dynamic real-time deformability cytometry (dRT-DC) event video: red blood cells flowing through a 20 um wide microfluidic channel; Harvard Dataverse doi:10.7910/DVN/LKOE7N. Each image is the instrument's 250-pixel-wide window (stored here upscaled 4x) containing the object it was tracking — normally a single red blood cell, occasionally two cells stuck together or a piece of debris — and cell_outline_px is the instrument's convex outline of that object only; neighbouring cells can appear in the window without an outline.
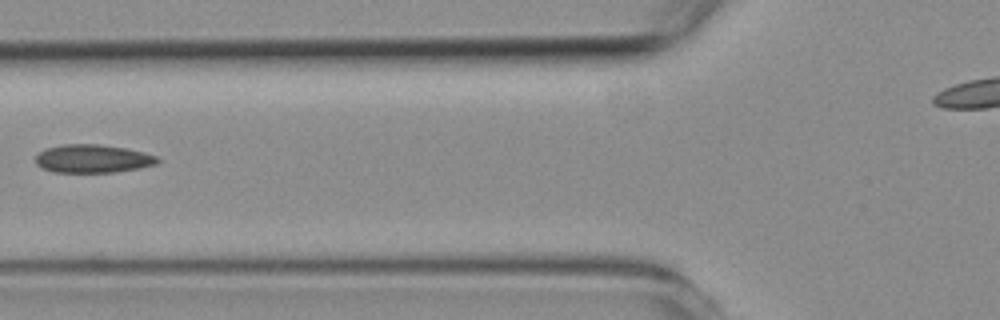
{"species": "common noctule bat (a hibernating species)", "species_latin": "Nyctalus noctula", "temperature_condition": "room temperature", "stored_images_in_passage": 4, "camera_frame_rate_fps": 3000, "um_per_image_px": 0.085, "animal": {"sex": "female", "body_mass_g": 19.3, "forearm_length_mm": 54.1}, "frame": {"image": 1, "passage_image": 3, "time_ms": 2.333, "image_size_px": [1000, 320], "cell_outline_px": [[160, 160], [156, 164], [140, 168], [116, 172], [52, 172], [40, 168], [36, 164], [36, 156], [40, 152], [48, 148], [64, 144], [96, 144], [124, 148], [144, 152], [156, 156]], "centroid_in_image_um": [7.88, 13.5], "position_along_channel_um": 117.9, "area_um2": 20.0}}
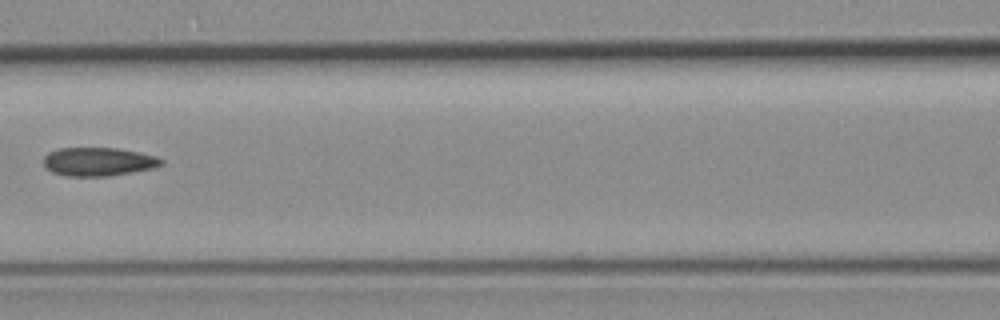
{"frame": {"image": 2, "passage_image": 4, "time_ms": 3.333, "image_size_px": [1000, 320], "cell_outline_px": [[164, 164], [152, 168], [132, 172], [108, 176], [64, 176], [52, 172], [44, 164], [44, 156], [48, 152], [60, 148], [116, 148], [140, 152], [156, 156], [164, 160]], "centroid_in_image_um": [8.37, 13.74], "position_along_channel_um": 158.2, "area_um2": 19.59}}